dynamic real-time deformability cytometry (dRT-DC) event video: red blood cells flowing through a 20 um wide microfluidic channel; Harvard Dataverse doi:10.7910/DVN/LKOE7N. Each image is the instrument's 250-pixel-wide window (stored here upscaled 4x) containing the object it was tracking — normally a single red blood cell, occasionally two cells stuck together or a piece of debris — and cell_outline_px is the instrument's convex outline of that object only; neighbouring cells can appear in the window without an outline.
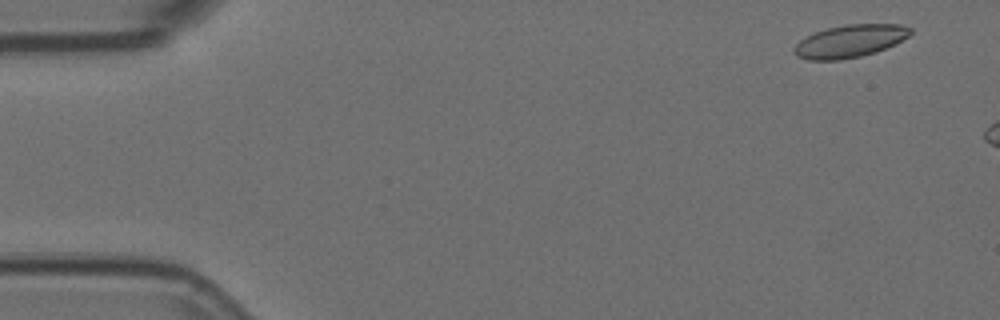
{"species": "Egyptian fruit bat (a non-hibernating species)", "species_latin": "Rousettus aegyptiacus", "temperature_condition": "room temperature", "stored_images_in_passage": 9, "camera_frame_rate_fps": 3000, "um_per_image_px": 0.085, "animal": {"sex": "female"}, "frame": {"image": 1, "passage_image": 3, "time_ms": 0.667, "image_size_px": [1000, 320], "cell_outline_px": [[912, 32], [908, 36], [876, 52], [860, 56], [840, 60], [808, 60], [796, 56], [792, 52], [792, 48], [800, 40], [816, 32], [828, 28], [844, 24], [900, 24], [912, 28]], "centroid_in_image_um": [72.2, 3.5], "position_along_channel_um": 12.8, "area_um2": 21.96}}